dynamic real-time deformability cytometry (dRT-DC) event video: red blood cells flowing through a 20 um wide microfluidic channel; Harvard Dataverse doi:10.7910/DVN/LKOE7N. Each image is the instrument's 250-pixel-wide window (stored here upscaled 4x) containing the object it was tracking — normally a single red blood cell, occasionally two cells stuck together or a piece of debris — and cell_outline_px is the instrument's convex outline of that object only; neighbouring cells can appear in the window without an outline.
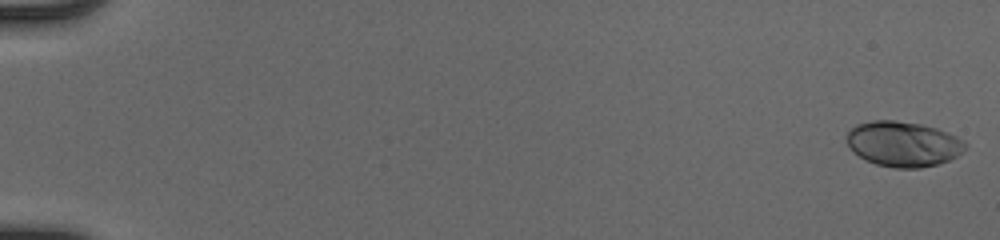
{"species": "human", "species_latin": "Homo sapiens", "temperature_condition": "cold", "stored_images_in_passage": 52, "camera_frame_rate_fps": 3000, "um_per_image_px": 0.085, "donor": {"sex": "male"}, "frame": {"image": 1, "passage_image": 1, "time_ms": 0.0, "image_size_px": [1000, 240], "cell_outline_px": [[968, 144], [956, 156], [948, 160], [936, 164], [920, 168], [892, 168], [876, 164], [864, 160], [848, 148], [844, 140], [848, 132], [856, 124], [872, 120], [896, 120], [920, 124], [936, 128], [948, 132], [964, 140]], "centroid_in_image_um": [76.72, 12.23], "position_along_channel_um": 8.3, "area_um2": 31.5}}
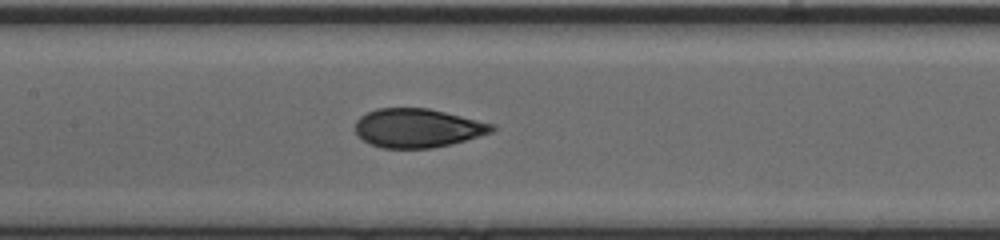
{"frame": {"image": 2, "passage_image": 27, "time_ms": 8.667, "image_size_px": [1000, 240], "cell_outline_px": [[496, 128], [492, 132], [480, 136], [452, 144], [432, 148], [380, 148], [364, 140], [356, 132], [356, 120], [360, 116], [376, 108], [428, 108], [496, 124]], "centroid_in_image_um": [35.53, 10.88], "position_along_channel_um": 171.9, "area_um2": 30.98}}
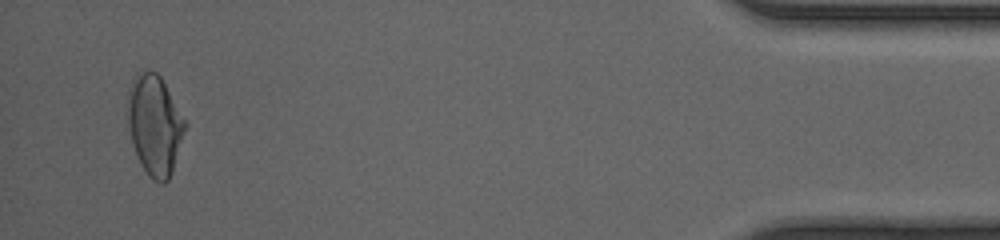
{"frame": {"image": 3, "passage_image": 50, "time_ms": 16.333, "image_size_px": [1000, 240], "cell_outline_px": [[188, 124], [172, 172], [168, 180], [164, 184], [160, 184], [152, 180], [148, 176], [140, 164], [136, 156], [128, 124], [128, 88], [132, 76], [140, 72], [156, 72], [160, 76]], "centroid_in_image_um": [13.15, 10.66], "position_along_channel_um": 422.0, "area_um2": 33.64}, "authors_computed_cell_mechanics": {"area_um2": 30.9808, "velocity_mm_per_s": 4.1444, "shape_relaxation_time_tau1_ms": 5.0683, "shape_relaxation_time_tau2_ms": 0.7944, "deformation_change_tau1": 0.1669, "deformation_change_tau2": 0.0485}}